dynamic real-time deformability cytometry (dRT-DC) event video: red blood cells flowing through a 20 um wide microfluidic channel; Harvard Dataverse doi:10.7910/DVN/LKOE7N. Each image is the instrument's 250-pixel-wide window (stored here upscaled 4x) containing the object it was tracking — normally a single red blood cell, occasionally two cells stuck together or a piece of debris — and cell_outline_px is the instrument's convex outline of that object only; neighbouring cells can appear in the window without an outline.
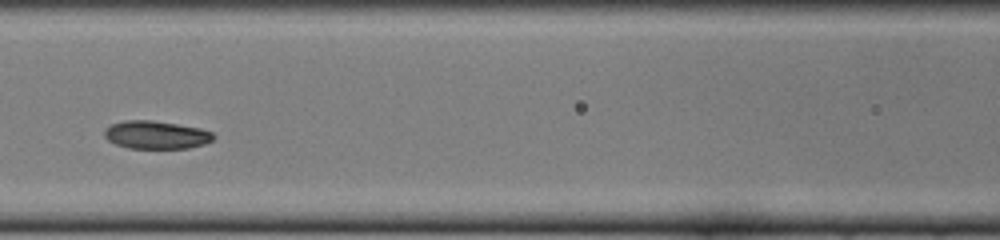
{"species": "common noctule bat (a hibernating species)", "species_latin": "Nyctalus noctula", "temperature_condition": "cold", "stored_images_in_passage": 42, "camera_frame_rate_fps": 3000, "um_per_image_px": 0.085, "animal": {"sex": "female", "body_mass_g": 22.0, "forearm_length_mm": 56.7}, "frame": {"image": 1, "passage_image": 14, "time_ms": 4.333, "image_size_px": [1000, 240], "cell_outline_px": [[216, 136], [212, 140], [204, 144], [188, 148], [128, 148], [116, 144], [108, 140], [104, 136], [104, 128], [112, 124], [124, 120], [152, 120], [200, 128], [212, 132]], "centroid_in_image_um": [13.26, 11.46], "position_along_channel_um": 153.3, "area_um2": 17.8}}
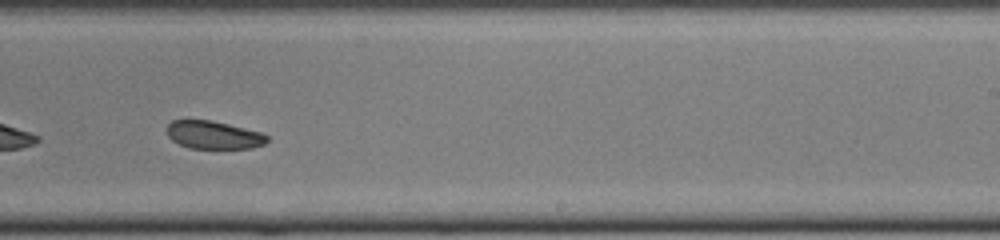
{"frame": {"image": 2, "passage_image": 23, "time_ms": 7.333, "image_size_px": [1000, 240], "cell_outline_px": [[268, 140], [264, 144], [252, 148], [188, 148], [172, 140], [168, 136], [168, 124], [172, 120], [212, 120], [260, 132], [268, 136]], "centroid_in_image_um": [18.15, 11.47], "position_along_channel_um": 270.8, "area_um2": 16.18}}
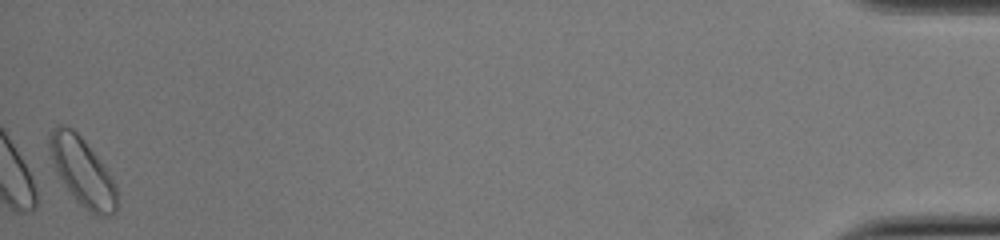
{"frame": {"image": 3, "passage_image": 42, "time_ms": 13.667, "image_size_px": [1000, 240], "cell_outline_px": [[116, 212], [112, 216], [96, 216], [88, 212], [76, 200], [60, 176], [52, 160], [48, 148], [48, 136], [56, 124], [60, 124], [72, 128], [84, 140], [112, 176], [116, 184]], "centroid_in_image_um": [7.02, 14.59], "position_along_channel_um": 428.2, "area_um2": 26.47}, "authors_computed_cell_mechanics": {"area_um2": 18.3804, "velocity_mm_per_s": 3.9431, "shape_relaxation_time_tau1_ms": 3.453, "shape_relaxation_time_tau2_ms": 5.2246, "deformation_change_tau1": 0.0951, "deformation_change_tau2": 0.1096}}